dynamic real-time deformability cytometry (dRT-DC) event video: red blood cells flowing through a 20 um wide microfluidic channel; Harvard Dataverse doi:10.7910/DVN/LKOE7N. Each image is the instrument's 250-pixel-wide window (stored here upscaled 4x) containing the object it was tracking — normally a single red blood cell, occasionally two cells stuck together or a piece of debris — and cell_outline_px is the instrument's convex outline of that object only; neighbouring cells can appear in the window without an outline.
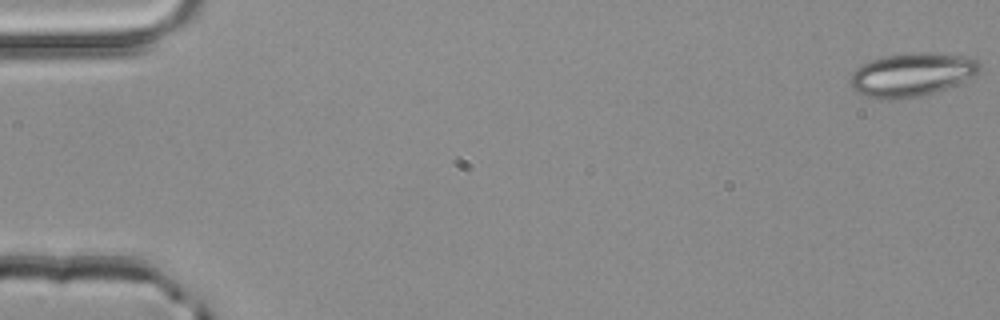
{"species": "common noctule bat (a hibernating species)", "species_latin": "Nyctalus noctula", "temperature_condition": "room temperature", "stored_images_in_passage": 52, "camera_frame_rate_fps": 3000, "um_per_image_px": 0.085, "animal": {"sex": "male", "body_mass_g": 20.4}, "frame": {"image": 1, "passage_image": 1, "time_ms": 0.0, "image_size_px": [1000, 320], "cell_outline_px": [[984, 68], [976, 76], [956, 84], [920, 96], [888, 100], [880, 100], [864, 96], [856, 92], [852, 88], [848, 80], [852, 72], [860, 64], [872, 60], [888, 56], [920, 52], [924, 52], [972, 56]], "centroid_in_image_um": [77.5, 6.35], "position_along_channel_um": 7.5, "area_um2": 33.06}}
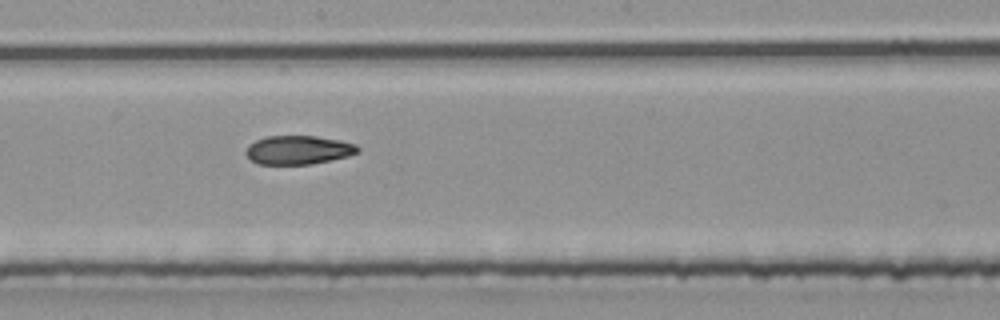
{"frame": {"image": 2, "passage_image": 29, "time_ms": 9.333, "image_size_px": [1000, 320], "cell_outline_px": [[360, 152], [348, 156], [312, 164], [256, 164], [244, 152], [248, 144], [264, 136], [316, 136], [340, 140], [356, 144], [360, 148]], "centroid_in_image_um": [25.36, 12.74], "position_along_channel_um": 222.8, "area_um2": 18.9}}
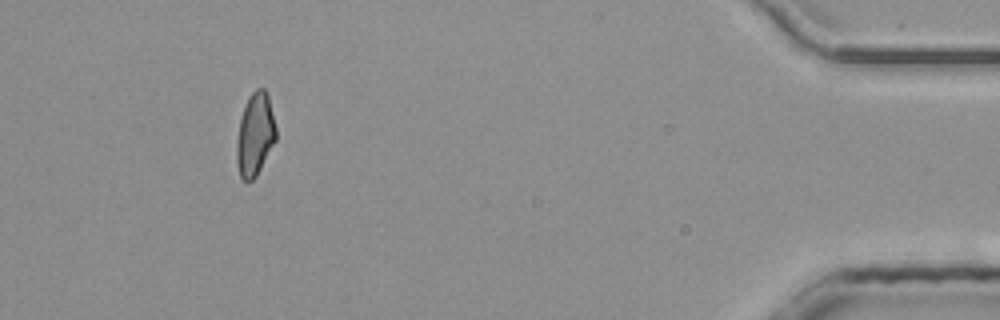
{"frame": {"image": 3, "passage_image": 48, "time_ms": 15.667, "image_size_px": [1000, 320], "cell_outline_px": [[276, 140], [256, 176], [252, 180], [244, 180], [240, 176], [236, 160], [236, 140], [240, 116], [248, 96], [256, 88], [264, 88], [268, 92], [276, 128]], "centroid_in_image_um": [21.67, 11.38], "position_along_channel_um": 413.5, "area_um2": 19.19}, "authors_computed_cell_mechanics": {"area_um2": 19.8832, "velocity_mm_per_s": 4.0817, "shape_relaxation_time_tau1_ms": null, "shape_relaxation_time_tau2_ms": 4.444, "deformation_change_tau1": null, "deformation_change_tau2": 0.1053}}